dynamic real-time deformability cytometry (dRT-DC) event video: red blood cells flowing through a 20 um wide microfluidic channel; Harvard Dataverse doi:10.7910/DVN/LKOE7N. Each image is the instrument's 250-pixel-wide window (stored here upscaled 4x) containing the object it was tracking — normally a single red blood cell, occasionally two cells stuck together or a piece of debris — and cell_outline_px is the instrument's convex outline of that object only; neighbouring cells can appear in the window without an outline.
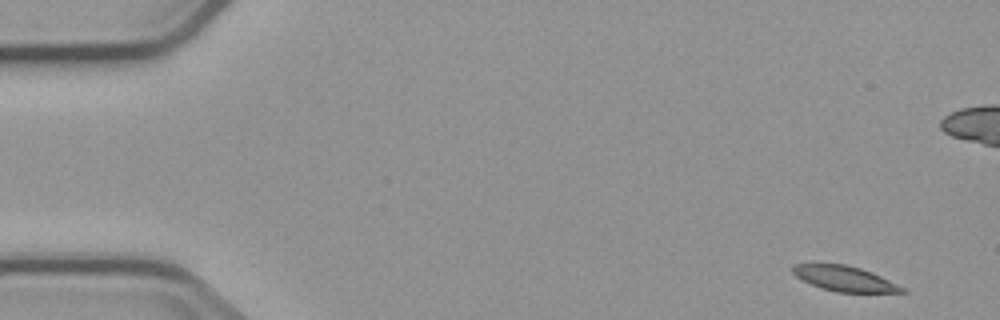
{"species": "common noctule bat (a hibernating species)", "species_latin": "Nyctalus noctula", "temperature_condition": "cold", "stored_images_in_passage": 4, "camera_frame_rate_fps": 3000, "um_per_image_px": 0.085, "animal": {"sex": "male", "body_mass_g": 23.1, "forearm_length_mm": 52.7}, "frame": {"image": 1, "passage_image": 1, "time_ms": 0.0, "image_size_px": [1000, 320], "cell_outline_px": [[908, 292], [836, 292], [820, 288], [796, 276], [792, 272], [792, 264], [844, 264], [860, 268], [872, 272], [908, 288]], "centroid_in_image_um": [71.84, 23.69], "position_along_channel_um": 13.2, "area_um2": 16.07}}